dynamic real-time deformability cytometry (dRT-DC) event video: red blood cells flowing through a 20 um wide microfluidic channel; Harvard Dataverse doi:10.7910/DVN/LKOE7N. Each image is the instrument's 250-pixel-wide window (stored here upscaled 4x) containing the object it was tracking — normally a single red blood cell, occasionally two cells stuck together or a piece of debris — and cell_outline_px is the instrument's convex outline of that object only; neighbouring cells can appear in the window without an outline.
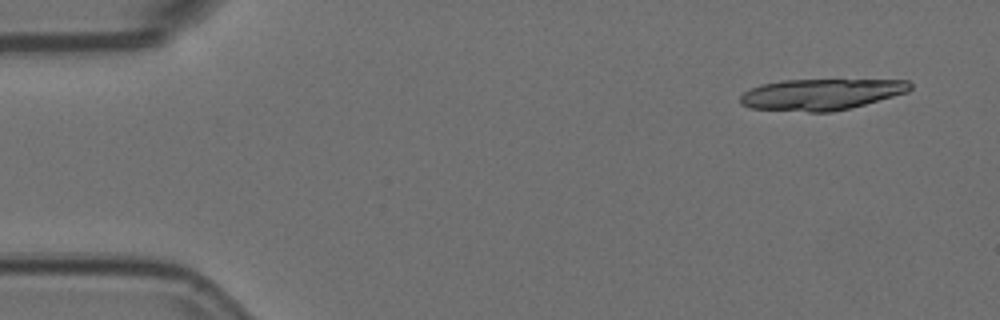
{"species": "Egyptian fruit bat (a non-hibernating species)", "species_latin": "Rousettus aegyptiacus", "temperature_condition": "room temperature", "stored_images_in_passage": 6, "camera_frame_rate_fps": 3000, "um_per_image_px": 0.085, "animal": {"sex": "female"}, "frame": {"image": 1, "passage_image": 1, "time_ms": 0.0, "image_size_px": [1000, 320], "cell_outline_px": [[912, 88], [908, 92], [864, 104], [832, 112], [808, 112], [748, 108], [740, 104], [740, 96], [744, 92], [760, 84], [784, 80], [908, 80], [912, 84]], "centroid_in_image_um": [69.76, 8.02], "position_along_channel_um": 15.2, "area_um2": 30.81}}
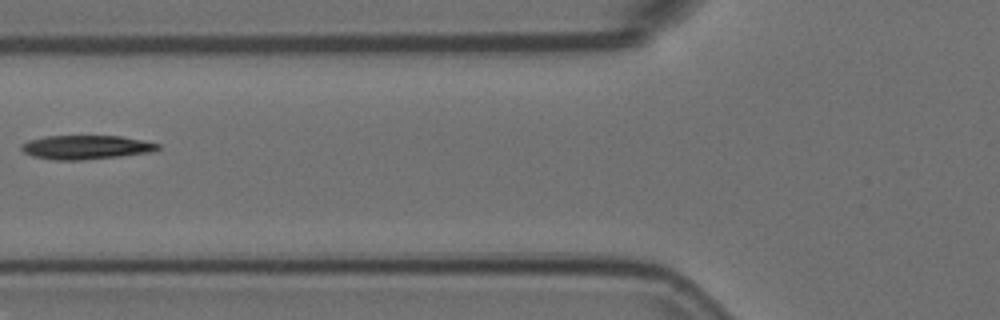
{"frame": {"image": 2, "passage_image": 5, "time_ms": 1.333, "image_size_px": [1000, 320], "cell_outline_px": [[160, 148], [152, 152], [120, 156], [84, 160], [52, 160], [32, 156], [24, 152], [20, 148], [20, 144], [28, 140], [44, 136], [120, 136], [144, 140], [160, 144]], "centroid_in_image_um": [7.29, 12.52], "position_along_channel_um": 118.5, "area_um2": 19.25}}
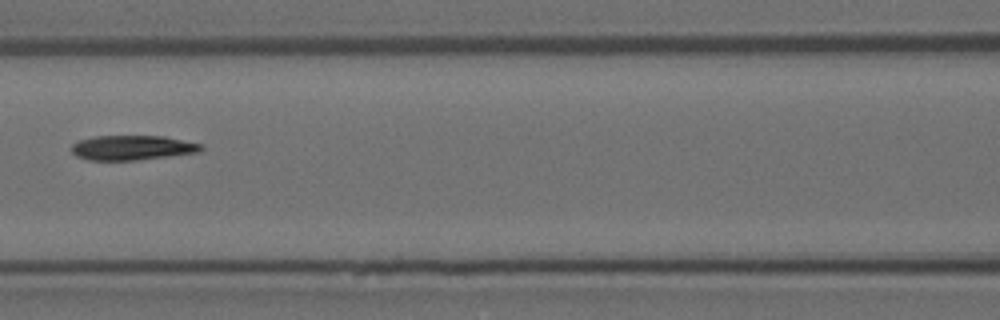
{"frame": {"image": 3, "passage_image": 6, "time_ms": 1.667, "image_size_px": [1000, 320], "cell_outline_px": [[204, 148], [200, 152], [136, 160], [88, 160], [76, 156], [72, 152], [72, 144], [80, 140], [96, 136], [164, 136], [204, 144]], "centroid_in_image_um": [11.28, 12.55], "position_along_channel_um": 155.3, "area_um2": 18.67}}